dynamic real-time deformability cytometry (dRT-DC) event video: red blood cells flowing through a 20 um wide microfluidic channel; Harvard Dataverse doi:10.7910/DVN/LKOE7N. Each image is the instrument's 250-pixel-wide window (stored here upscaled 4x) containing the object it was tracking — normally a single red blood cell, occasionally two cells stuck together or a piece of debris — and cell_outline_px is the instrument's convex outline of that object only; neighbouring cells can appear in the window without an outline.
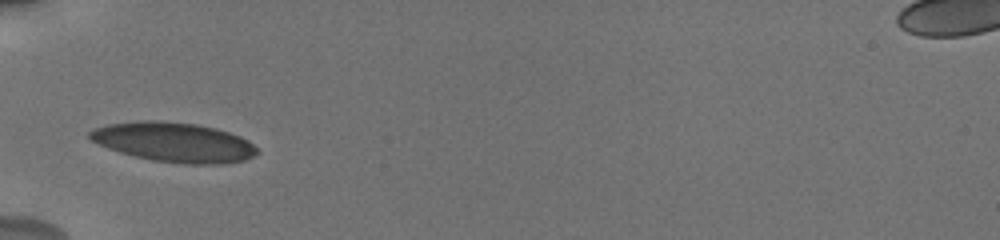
{"species": "human", "species_latin": "Homo sapiens", "temperature_condition": "cold", "stored_images_in_passage": 25, "camera_frame_rate_fps": 3000, "um_per_image_px": 0.085, "donor": {"sex": "male"}, "frame": {"image": 1, "passage_image": 4, "time_ms": 2.333, "image_size_px": [1000, 240], "cell_outline_px": [[260, 152], [244, 160], [220, 164], [184, 164], [152, 160], [120, 152], [108, 148], [88, 140], [88, 132], [92, 128], [108, 124], [140, 120], [160, 120], [196, 124], [216, 128], [240, 136], [248, 140]], "centroid_in_image_um": [14.74, 12.08], "position_along_channel_um": 70.3, "area_um2": 38.78}}
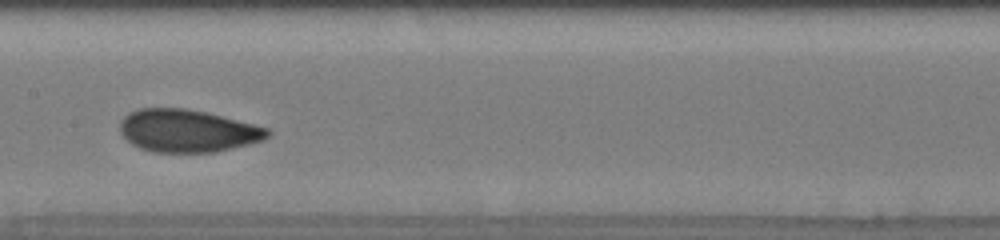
{"frame": {"image": 2, "passage_image": 10, "time_ms": 5.667, "image_size_px": [1000, 240], "cell_outline_px": [[272, 132], [268, 136], [260, 140], [248, 144], [216, 152], [152, 152], [140, 148], [132, 144], [120, 132], [120, 120], [128, 112], [140, 108], [184, 108], [204, 112], [268, 128]], "centroid_in_image_um": [15.89, 11.12], "position_along_channel_um": 191.5, "area_um2": 36.36}}
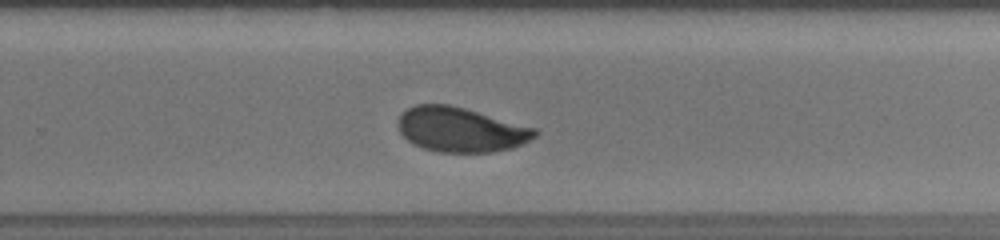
{"frame": {"image": 3, "passage_image": 16, "time_ms": 8.333, "image_size_px": [1000, 240], "cell_outline_px": [[540, 132], [536, 136], [512, 148], [492, 152], [436, 152], [412, 144], [400, 132], [396, 124], [400, 116], [408, 108], [416, 104], [448, 104], [464, 108], [536, 128]], "centroid_in_image_um": [39.14, 11.02], "position_along_channel_um": 290.7, "area_um2": 35.49}, "authors_computed_cell_mechanics": {"area_um2": 35.4892, "velocity_mm_per_s": 3.736, "shape_relaxation_time_tau1_ms": 3.9422, "shape_relaxation_time_tau2_ms": 0.7596, "deformation_change_tau1": 0.1026, "deformation_change_tau2": 0.0388}}